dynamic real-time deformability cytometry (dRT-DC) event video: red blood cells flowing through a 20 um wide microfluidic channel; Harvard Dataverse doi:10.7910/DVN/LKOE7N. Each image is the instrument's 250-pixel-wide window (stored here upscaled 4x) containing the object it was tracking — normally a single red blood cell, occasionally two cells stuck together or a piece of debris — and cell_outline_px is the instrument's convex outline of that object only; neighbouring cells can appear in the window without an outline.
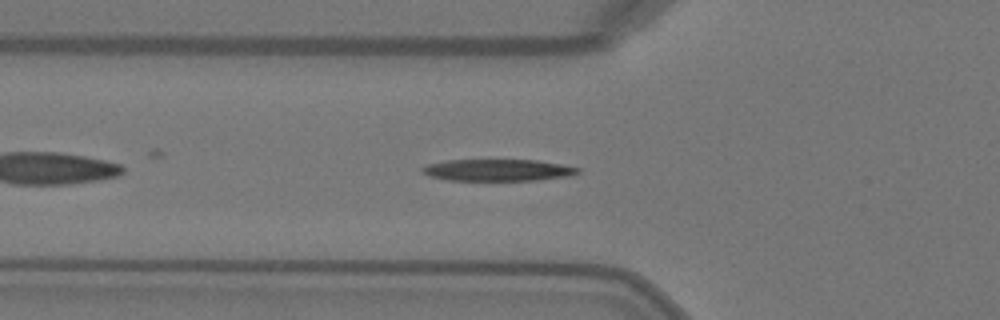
{"species": "Egyptian fruit bat (a non-hibernating species)", "species_latin": "Rousettus aegyptiacus", "temperature_condition": "warm", "stored_images_in_passage": 28, "camera_frame_rate_fps": 3000, "um_per_image_px": 0.085, "animal": {"sex": "female"}, "frame": {"image": 1, "passage_image": 5, "time_ms": 1.333, "image_size_px": [1000, 320], "cell_outline_px": [[580, 172], [572, 176], [536, 180], [448, 180], [428, 176], [420, 168], [428, 164], [448, 160], [536, 160], [560, 164], [580, 168]], "centroid_in_image_um": [42.34, 14.46], "position_along_channel_um": 83.5, "area_um2": 19.65}}
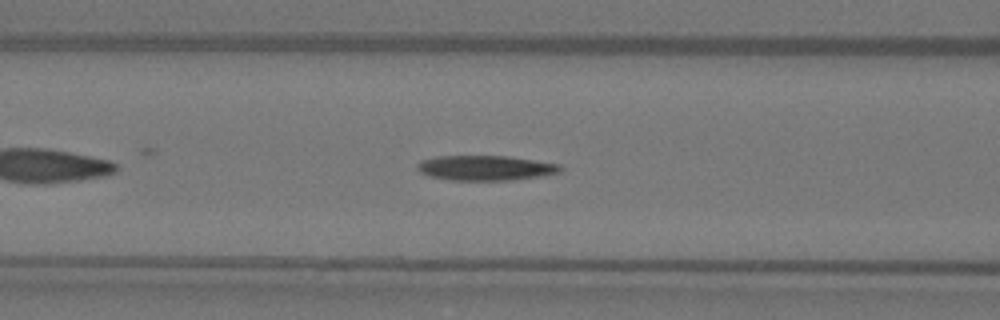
{"frame": {"image": 2, "passage_image": 8, "time_ms": 2.333, "image_size_px": [1000, 320], "cell_outline_px": [[564, 168], [560, 172], [540, 176], [512, 180], [448, 180], [428, 176], [420, 172], [416, 168], [416, 164], [420, 160], [436, 156], [508, 156], [560, 164]], "centroid_in_image_um": [41.23, 14.27], "position_along_channel_um": 125.4, "area_um2": 20.98}, "authors_computed_cell_mechanics": {"area_um2": 20.9525, "velocity_mm_per_s": 4.0896, "shape_relaxation_time_tau1_ms": 4.1366, "shape_relaxation_time_tau2_ms": 4.9547, "deformation_change_tau1": 0.2255, "deformation_change_tau2": 0.1298}}